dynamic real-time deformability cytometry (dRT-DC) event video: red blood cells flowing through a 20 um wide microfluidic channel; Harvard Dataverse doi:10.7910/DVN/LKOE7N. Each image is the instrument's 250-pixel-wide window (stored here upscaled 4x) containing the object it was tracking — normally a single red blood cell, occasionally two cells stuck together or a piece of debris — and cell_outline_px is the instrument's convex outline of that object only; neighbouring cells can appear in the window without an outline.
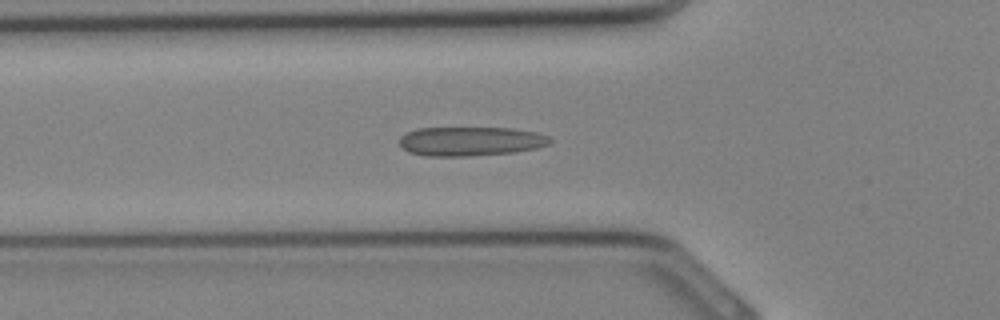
{"species": "Egyptian fruit bat (a non-hibernating species)", "species_latin": "Rousettus aegyptiacus", "temperature_condition": "cold", "stored_images_in_passage": 34, "segment_of_instrument_passage": [1, 2], "camera_frame_rate_fps": 3000, "um_per_image_px": 0.085, "animal": {"sex": "female"}, "frame": {"image": 1, "passage_image": 11, "time_ms": 3.333, "image_size_px": [1000, 320], "cell_outline_px": [[552, 140], [548, 144], [536, 148], [516, 152], [468, 156], [424, 156], [408, 152], [400, 148], [400, 136], [416, 128], [512, 128], [536, 132], [548, 136]], "centroid_in_image_um": [39.96, 12.01], "position_along_channel_um": 85.8, "area_um2": 25.72}}
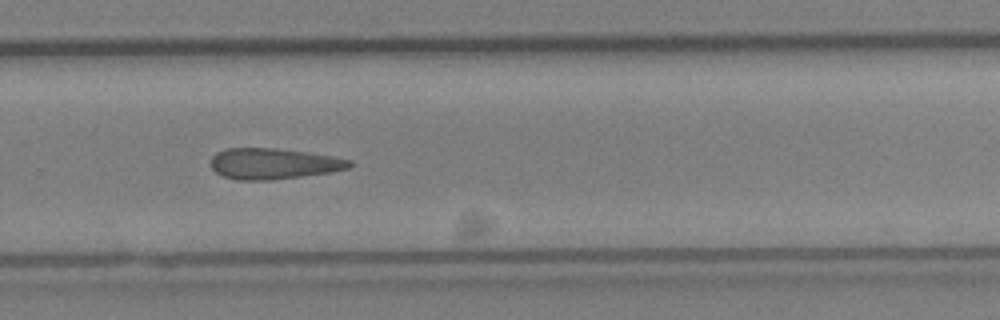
{"frame": {"image": 2, "passage_image": 22, "time_ms": 7.0, "image_size_px": [1000, 320], "cell_outline_px": [[352, 164], [348, 168], [332, 172], [304, 176], [268, 180], [240, 180], [224, 176], [216, 172], [212, 168], [212, 156], [216, 152], [224, 148], [276, 148], [308, 152], [336, 156], [352, 160]], "centroid_in_image_um": [23.28, 13.9], "position_along_channel_um": 306.5, "area_um2": 25.09}}
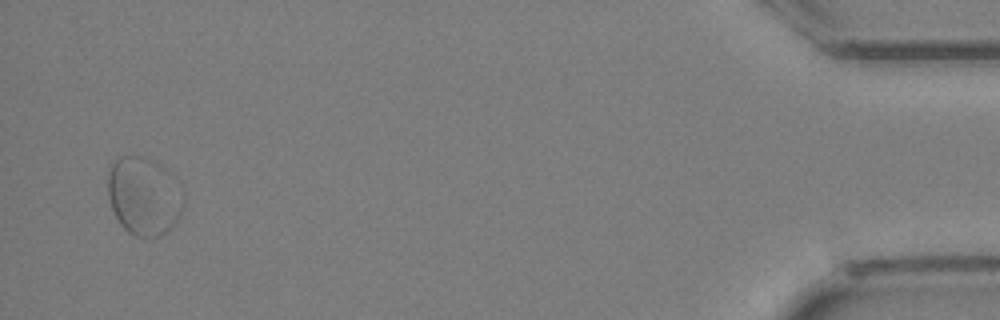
{"frame": {"image": 3, "passage_image": 32, "time_ms": 10.333, "image_size_px": [1000, 320], "cell_outline_px": [[184, 208], [176, 224], [160, 236], [136, 236], [128, 232], [120, 224], [112, 208], [108, 196], [108, 172], [112, 164], [120, 156], [144, 156], [164, 168], [168, 172], [184, 196]], "centroid_in_image_um": [12.23, 16.68], "position_along_channel_um": 423.0, "area_um2": 34.28}}